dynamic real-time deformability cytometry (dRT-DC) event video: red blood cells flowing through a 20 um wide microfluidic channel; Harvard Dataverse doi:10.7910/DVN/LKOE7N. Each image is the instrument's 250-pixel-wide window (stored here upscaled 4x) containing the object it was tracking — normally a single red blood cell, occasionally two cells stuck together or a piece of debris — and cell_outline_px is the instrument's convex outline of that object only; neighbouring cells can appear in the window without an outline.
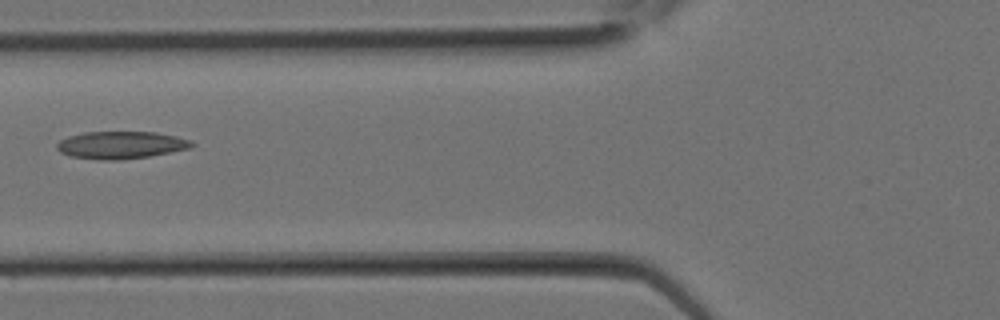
{"species": "Egyptian fruit bat (a non-hibernating species)", "species_latin": "Rousettus aegyptiacus", "temperature_condition": "room temperature", "stored_images_in_passage": 18, "camera_frame_rate_fps": 3000, "um_per_image_px": 0.085, "animal": {"sex": "female"}, "frame": {"image": 1, "passage_image": 9, "time_ms": 2.667, "image_size_px": [1000, 320], "cell_outline_px": [[196, 144], [188, 148], [148, 156], [124, 160], [100, 160], [68, 156], [60, 152], [56, 148], [56, 144], [60, 140], [68, 136], [84, 132], [156, 132], [176, 136], [192, 140]], "centroid_in_image_um": [10.24, 12.33], "position_along_channel_um": 115.6, "area_um2": 21.62}}
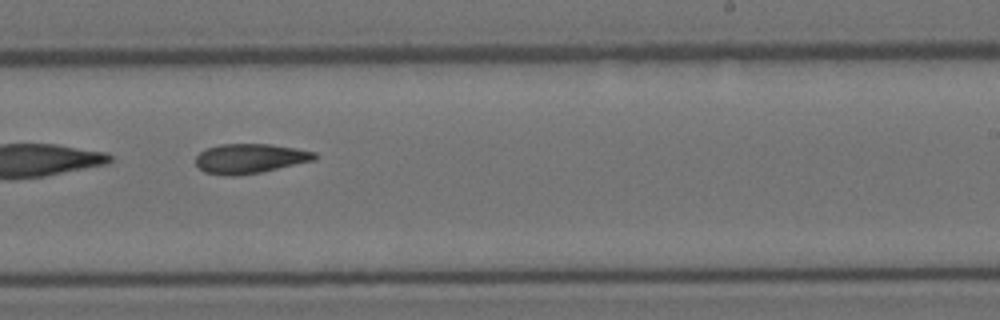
{"frame": {"image": 2, "passage_image": 15, "time_ms": 4.667, "image_size_px": [1000, 320], "cell_outline_px": [[316, 160], [260, 172], [232, 176], [204, 172], [196, 164], [196, 156], [200, 152], [208, 148], [220, 144], [272, 144], [296, 148], [316, 152]], "centroid_in_image_um": [21.26, 13.46], "position_along_channel_um": 267.7, "area_um2": 20.4}}
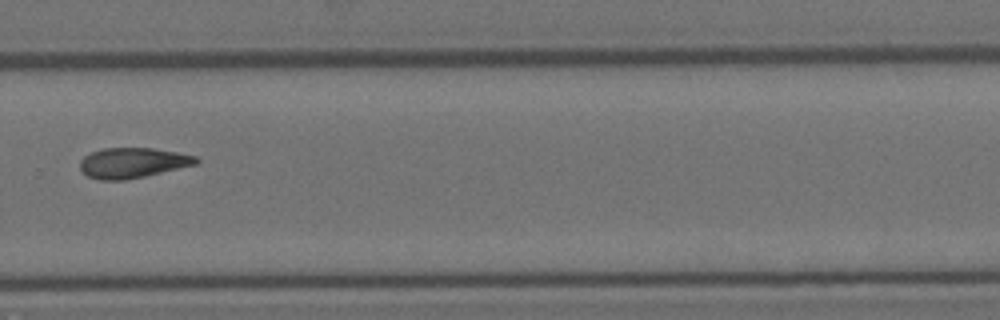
{"frame": {"image": 3, "passage_image": 17, "time_ms": 5.333, "image_size_px": [1000, 320], "cell_outline_px": [[200, 160], [196, 164], [144, 176], [124, 180], [100, 180], [88, 176], [80, 168], [80, 160], [84, 156], [100, 148], [152, 148], [176, 152], [196, 156]], "centroid_in_image_um": [11.25, 13.83], "position_along_channel_um": 318.5, "area_um2": 20.29}}